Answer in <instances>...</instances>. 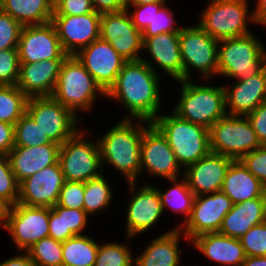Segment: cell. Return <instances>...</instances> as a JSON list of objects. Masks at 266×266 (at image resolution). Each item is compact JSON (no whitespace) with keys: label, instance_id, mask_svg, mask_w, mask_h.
Listing matches in <instances>:
<instances>
[{"label":"cell","instance_id":"6da1fadb","mask_svg":"<svg viewBox=\"0 0 266 266\" xmlns=\"http://www.w3.org/2000/svg\"><path fill=\"white\" fill-rule=\"evenodd\" d=\"M165 81L144 61H127L118 73L115 83L106 92V100H112L125 110L122 119H139L153 122L163 112L162 84Z\"/></svg>","mask_w":266,"mask_h":266},{"label":"cell","instance_id":"7a4b0ae2","mask_svg":"<svg viewBox=\"0 0 266 266\" xmlns=\"http://www.w3.org/2000/svg\"><path fill=\"white\" fill-rule=\"evenodd\" d=\"M96 136L103 172L105 168L124 178L126 183L140 181V147L144 131L152 124L139 119H120ZM104 133V134H103ZM101 134V135H100ZM106 165V167H105ZM115 171H114V170Z\"/></svg>","mask_w":266,"mask_h":266},{"label":"cell","instance_id":"3957f363","mask_svg":"<svg viewBox=\"0 0 266 266\" xmlns=\"http://www.w3.org/2000/svg\"><path fill=\"white\" fill-rule=\"evenodd\" d=\"M175 84L179 85L178 97L174 98L178 100L176 105L173 104L174 107L171 104V111L181 119L210 129L227 114L225 91L220 83L216 85L211 80H180Z\"/></svg>","mask_w":266,"mask_h":266},{"label":"cell","instance_id":"277c9868","mask_svg":"<svg viewBox=\"0 0 266 266\" xmlns=\"http://www.w3.org/2000/svg\"><path fill=\"white\" fill-rule=\"evenodd\" d=\"M51 97L83 121L84 112L94 111L97 100H106V92L74 55H68L62 62Z\"/></svg>","mask_w":266,"mask_h":266},{"label":"cell","instance_id":"5b68a950","mask_svg":"<svg viewBox=\"0 0 266 266\" xmlns=\"http://www.w3.org/2000/svg\"><path fill=\"white\" fill-rule=\"evenodd\" d=\"M255 31L218 42V78L240 81L265 68L266 44Z\"/></svg>","mask_w":266,"mask_h":266},{"label":"cell","instance_id":"8992f818","mask_svg":"<svg viewBox=\"0 0 266 266\" xmlns=\"http://www.w3.org/2000/svg\"><path fill=\"white\" fill-rule=\"evenodd\" d=\"M152 123L167 138L183 170L210 152L209 129L206 127L181 119L172 111L161 112Z\"/></svg>","mask_w":266,"mask_h":266},{"label":"cell","instance_id":"52a82bcc","mask_svg":"<svg viewBox=\"0 0 266 266\" xmlns=\"http://www.w3.org/2000/svg\"><path fill=\"white\" fill-rule=\"evenodd\" d=\"M251 0H209L198 14L197 24L211 37L220 41L248 35L255 25Z\"/></svg>","mask_w":266,"mask_h":266},{"label":"cell","instance_id":"ba28073f","mask_svg":"<svg viewBox=\"0 0 266 266\" xmlns=\"http://www.w3.org/2000/svg\"><path fill=\"white\" fill-rule=\"evenodd\" d=\"M187 25L185 24L179 32L183 80L217 79L219 41L211 37L197 23L192 22V25Z\"/></svg>","mask_w":266,"mask_h":266},{"label":"cell","instance_id":"9c48e42d","mask_svg":"<svg viewBox=\"0 0 266 266\" xmlns=\"http://www.w3.org/2000/svg\"><path fill=\"white\" fill-rule=\"evenodd\" d=\"M90 132L81 127L60 147L58 162L66 181L85 183L104 173L98 140Z\"/></svg>","mask_w":266,"mask_h":266},{"label":"cell","instance_id":"30bf717a","mask_svg":"<svg viewBox=\"0 0 266 266\" xmlns=\"http://www.w3.org/2000/svg\"><path fill=\"white\" fill-rule=\"evenodd\" d=\"M126 184L129 193L127 196H129L125 207V221H123L125 236L135 239L151 232L150 230L153 233L164 217L161 198L154 182L153 184L141 182Z\"/></svg>","mask_w":266,"mask_h":266},{"label":"cell","instance_id":"8fae6325","mask_svg":"<svg viewBox=\"0 0 266 266\" xmlns=\"http://www.w3.org/2000/svg\"><path fill=\"white\" fill-rule=\"evenodd\" d=\"M210 151L233 160L262 146L246 116L228 115L209 129Z\"/></svg>","mask_w":266,"mask_h":266},{"label":"cell","instance_id":"7c38bea8","mask_svg":"<svg viewBox=\"0 0 266 266\" xmlns=\"http://www.w3.org/2000/svg\"><path fill=\"white\" fill-rule=\"evenodd\" d=\"M145 175V176H144ZM147 175V176H146ZM171 180L183 176V169L178 164L167 138L152 123L142 136L140 147V180L146 177L145 184H152L147 177Z\"/></svg>","mask_w":266,"mask_h":266},{"label":"cell","instance_id":"4fadbf2b","mask_svg":"<svg viewBox=\"0 0 266 266\" xmlns=\"http://www.w3.org/2000/svg\"><path fill=\"white\" fill-rule=\"evenodd\" d=\"M26 113L51 142L62 145L83 125L70 109L50 97L28 98Z\"/></svg>","mask_w":266,"mask_h":266},{"label":"cell","instance_id":"5bb4252c","mask_svg":"<svg viewBox=\"0 0 266 266\" xmlns=\"http://www.w3.org/2000/svg\"><path fill=\"white\" fill-rule=\"evenodd\" d=\"M4 230L16 251H27L42 238L49 237V207L16 203Z\"/></svg>","mask_w":266,"mask_h":266},{"label":"cell","instance_id":"9a60e30c","mask_svg":"<svg viewBox=\"0 0 266 266\" xmlns=\"http://www.w3.org/2000/svg\"><path fill=\"white\" fill-rule=\"evenodd\" d=\"M232 206V200L222 190L195 196L191 215L179 229L190 242L199 235L219 232Z\"/></svg>","mask_w":266,"mask_h":266},{"label":"cell","instance_id":"2e32d148","mask_svg":"<svg viewBox=\"0 0 266 266\" xmlns=\"http://www.w3.org/2000/svg\"><path fill=\"white\" fill-rule=\"evenodd\" d=\"M100 38L109 42L126 61H139L143 54V35L128 11L101 15Z\"/></svg>","mask_w":266,"mask_h":266},{"label":"cell","instance_id":"e0dca14e","mask_svg":"<svg viewBox=\"0 0 266 266\" xmlns=\"http://www.w3.org/2000/svg\"><path fill=\"white\" fill-rule=\"evenodd\" d=\"M141 60L163 79L170 78L171 82L183 80L179 32L160 33L152 37H143Z\"/></svg>","mask_w":266,"mask_h":266},{"label":"cell","instance_id":"ac0fdd59","mask_svg":"<svg viewBox=\"0 0 266 266\" xmlns=\"http://www.w3.org/2000/svg\"><path fill=\"white\" fill-rule=\"evenodd\" d=\"M18 55L20 63H34L50 59H65L57 31L52 22L23 26Z\"/></svg>","mask_w":266,"mask_h":266},{"label":"cell","instance_id":"d6986e66","mask_svg":"<svg viewBox=\"0 0 266 266\" xmlns=\"http://www.w3.org/2000/svg\"><path fill=\"white\" fill-rule=\"evenodd\" d=\"M101 15L97 12L83 15H53L52 23L57 31L63 51L75 55L82 48L100 38Z\"/></svg>","mask_w":266,"mask_h":266},{"label":"cell","instance_id":"ffe728a7","mask_svg":"<svg viewBox=\"0 0 266 266\" xmlns=\"http://www.w3.org/2000/svg\"><path fill=\"white\" fill-rule=\"evenodd\" d=\"M74 56L105 92L115 83L118 73L127 62L109 42L101 38L82 48Z\"/></svg>","mask_w":266,"mask_h":266},{"label":"cell","instance_id":"44dd1931","mask_svg":"<svg viewBox=\"0 0 266 266\" xmlns=\"http://www.w3.org/2000/svg\"><path fill=\"white\" fill-rule=\"evenodd\" d=\"M65 182L59 162L45 167L19 184L18 203L26 206L53 207Z\"/></svg>","mask_w":266,"mask_h":266},{"label":"cell","instance_id":"7402d4cb","mask_svg":"<svg viewBox=\"0 0 266 266\" xmlns=\"http://www.w3.org/2000/svg\"><path fill=\"white\" fill-rule=\"evenodd\" d=\"M155 238H152L145 247L140 248V254L136 252L134 256V266H181L184 263V244L191 245L189 239L178 228H170L162 231ZM183 239V240H182ZM186 240V241H185ZM143 250V251H142ZM182 256V257H181ZM183 260V262H182Z\"/></svg>","mask_w":266,"mask_h":266},{"label":"cell","instance_id":"603a6c76","mask_svg":"<svg viewBox=\"0 0 266 266\" xmlns=\"http://www.w3.org/2000/svg\"><path fill=\"white\" fill-rule=\"evenodd\" d=\"M233 159L209 152L183 170V177L195 196L222 190L225 175Z\"/></svg>","mask_w":266,"mask_h":266},{"label":"cell","instance_id":"cb8c5ba5","mask_svg":"<svg viewBox=\"0 0 266 266\" xmlns=\"http://www.w3.org/2000/svg\"><path fill=\"white\" fill-rule=\"evenodd\" d=\"M223 85L228 115L246 116L266 101V69L259 74Z\"/></svg>","mask_w":266,"mask_h":266},{"label":"cell","instance_id":"d4e9b609","mask_svg":"<svg viewBox=\"0 0 266 266\" xmlns=\"http://www.w3.org/2000/svg\"><path fill=\"white\" fill-rule=\"evenodd\" d=\"M191 246L202 254L204 261L207 259L215 266H242L247 257L240 239L219 232L199 235L191 241Z\"/></svg>","mask_w":266,"mask_h":266},{"label":"cell","instance_id":"484cf974","mask_svg":"<svg viewBox=\"0 0 266 266\" xmlns=\"http://www.w3.org/2000/svg\"><path fill=\"white\" fill-rule=\"evenodd\" d=\"M50 59L34 63H20L16 86L28 97H50L54 91L62 62Z\"/></svg>","mask_w":266,"mask_h":266},{"label":"cell","instance_id":"4316f807","mask_svg":"<svg viewBox=\"0 0 266 266\" xmlns=\"http://www.w3.org/2000/svg\"><path fill=\"white\" fill-rule=\"evenodd\" d=\"M60 147L54 142L41 146L13 147L8 158L17 181L20 183L45 167L58 163Z\"/></svg>","mask_w":266,"mask_h":266},{"label":"cell","instance_id":"83f0119b","mask_svg":"<svg viewBox=\"0 0 266 266\" xmlns=\"http://www.w3.org/2000/svg\"><path fill=\"white\" fill-rule=\"evenodd\" d=\"M266 221V198H254L233 204L225 215L219 233L242 237L249 229Z\"/></svg>","mask_w":266,"mask_h":266},{"label":"cell","instance_id":"f1b7e54d","mask_svg":"<svg viewBox=\"0 0 266 266\" xmlns=\"http://www.w3.org/2000/svg\"><path fill=\"white\" fill-rule=\"evenodd\" d=\"M222 191L233 204L254 198H266L265 186L253 176L240 160H233L227 169Z\"/></svg>","mask_w":266,"mask_h":266},{"label":"cell","instance_id":"f546056e","mask_svg":"<svg viewBox=\"0 0 266 266\" xmlns=\"http://www.w3.org/2000/svg\"><path fill=\"white\" fill-rule=\"evenodd\" d=\"M170 183V187L165 188L160 184L154 185L160 195L162 209L165 214L168 211L169 213H174V215L180 216V219L177 224H174V228H181L185 222L189 219L192 211V205L194 201V193L188 187L186 179L182 176L180 178L166 180Z\"/></svg>","mask_w":266,"mask_h":266},{"label":"cell","instance_id":"4dcf8cb0","mask_svg":"<svg viewBox=\"0 0 266 266\" xmlns=\"http://www.w3.org/2000/svg\"><path fill=\"white\" fill-rule=\"evenodd\" d=\"M0 9L22 26L52 21L54 0H0Z\"/></svg>","mask_w":266,"mask_h":266},{"label":"cell","instance_id":"1f68e13d","mask_svg":"<svg viewBox=\"0 0 266 266\" xmlns=\"http://www.w3.org/2000/svg\"><path fill=\"white\" fill-rule=\"evenodd\" d=\"M107 178L106 173H102L100 176L84 183L83 210L91 218L92 216L93 218L97 216L98 219L99 215L107 214L106 211L109 210V207L116 203L114 202L115 191H113V183H111L110 178Z\"/></svg>","mask_w":266,"mask_h":266},{"label":"cell","instance_id":"d6a6232c","mask_svg":"<svg viewBox=\"0 0 266 266\" xmlns=\"http://www.w3.org/2000/svg\"><path fill=\"white\" fill-rule=\"evenodd\" d=\"M94 236L75 235L62 242V266H95L100 238Z\"/></svg>","mask_w":266,"mask_h":266},{"label":"cell","instance_id":"836d02e7","mask_svg":"<svg viewBox=\"0 0 266 266\" xmlns=\"http://www.w3.org/2000/svg\"><path fill=\"white\" fill-rule=\"evenodd\" d=\"M124 237L125 240L122 243L121 241H111V238L110 241L107 238V243L100 241L95 266H134L135 255L131 248L134 238Z\"/></svg>","mask_w":266,"mask_h":266},{"label":"cell","instance_id":"e575fe53","mask_svg":"<svg viewBox=\"0 0 266 266\" xmlns=\"http://www.w3.org/2000/svg\"><path fill=\"white\" fill-rule=\"evenodd\" d=\"M28 97L16 85L0 86V121L15 125L26 113Z\"/></svg>","mask_w":266,"mask_h":266},{"label":"cell","instance_id":"d590c367","mask_svg":"<svg viewBox=\"0 0 266 266\" xmlns=\"http://www.w3.org/2000/svg\"><path fill=\"white\" fill-rule=\"evenodd\" d=\"M168 3H153V18L150 23L142 32L143 37H152L160 33L180 32L184 27L178 26L175 17V11L172 9L173 5ZM170 6V7H169Z\"/></svg>","mask_w":266,"mask_h":266},{"label":"cell","instance_id":"8d00e7d4","mask_svg":"<svg viewBox=\"0 0 266 266\" xmlns=\"http://www.w3.org/2000/svg\"><path fill=\"white\" fill-rule=\"evenodd\" d=\"M14 132V147L41 146L52 143L27 113L16 122Z\"/></svg>","mask_w":266,"mask_h":266},{"label":"cell","instance_id":"74e56055","mask_svg":"<svg viewBox=\"0 0 266 266\" xmlns=\"http://www.w3.org/2000/svg\"><path fill=\"white\" fill-rule=\"evenodd\" d=\"M27 252L36 266H62V242L52 237L42 238Z\"/></svg>","mask_w":266,"mask_h":266},{"label":"cell","instance_id":"f35d334b","mask_svg":"<svg viewBox=\"0 0 266 266\" xmlns=\"http://www.w3.org/2000/svg\"><path fill=\"white\" fill-rule=\"evenodd\" d=\"M19 184L11 169L8 155L0 154V197L12 205L18 203Z\"/></svg>","mask_w":266,"mask_h":266},{"label":"cell","instance_id":"ab89813d","mask_svg":"<svg viewBox=\"0 0 266 266\" xmlns=\"http://www.w3.org/2000/svg\"><path fill=\"white\" fill-rule=\"evenodd\" d=\"M239 239L247 257L266 256V221L255 225Z\"/></svg>","mask_w":266,"mask_h":266},{"label":"cell","instance_id":"60d3db41","mask_svg":"<svg viewBox=\"0 0 266 266\" xmlns=\"http://www.w3.org/2000/svg\"><path fill=\"white\" fill-rule=\"evenodd\" d=\"M19 69L18 48L0 50V84L16 85L19 78Z\"/></svg>","mask_w":266,"mask_h":266},{"label":"cell","instance_id":"b9f144b4","mask_svg":"<svg viewBox=\"0 0 266 266\" xmlns=\"http://www.w3.org/2000/svg\"><path fill=\"white\" fill-rule=\"evenodd\" d=\"M22 25L0 9V50L18 48Z\"/></svg>","mask_w":266,"mask_h":266},{"label":"cell","instance_id":"7bdbcfd3","mask_svg":"<svg viewBox=\"0 0 266 266\" xmlns=\"http://www.w3.org/2000/svg\"><path fill=\"white\" fill-rule=\"evenodd\" d=\"M57 204L65 208L83 210L84 182L65 180Z\"/></svg>","mask_w":266,"mask_h":266},{"label":"cell","instance_id":"ee69618b","mask_svg":"<svg viewBox=\"0 0 266 266\" xmlns=\"http://www.w3.org/2000/svg\"><path fill=\"white\" fill-rule=\"evenodd\" d=\"M240 161L266 188V145L245 154Z\"/></svg>","mask_w":266,"mask_h":266},{"label":"cell","instance_id":"f6af8a7d","mask_svg":"<svg viewBox=\"0 0 266 266\" xmlns=\"http://www.w3.org/2000/svg\"><path fill=\"white\" fill-rule=\"evenodd\" d=\"M86 214L84 210H78L74 208L63 207V223L64 233H73L74 235L86 234L90 228L89 223L91 218Z\"/></svg>","mask_w":266,"mask_h":266},{"label":"cell","instance_id":"bcb514c9","mask_svg":"<svg viewBox=\"0 0 266 266\" xmlns=\"http://www.w3.org/2000/svg\"><path fill=\"white\" fill-rule=\"evenodd\" d=\"M95 12L92 0H54L53 15H83Z\"/></svg>","mask_w":266,"mask_h":266},{"label":"cell","instance_id":"7dc6e473","mask_svg":"<svg viewBox=\"0 0 266 266\" xmlns=\"http://www.w3.org/2000/svg\"><path fill=\"white\" fill-rule=\"evenodd\" d=\"M74 236L73 233H64L63 207L58 204L49 207V237L64 242Z\"/></svg>","mask_w":266,"mask_h":266},{"label":"cell","instance_id":"c3c4849f","mask_svg":"<svg viewBox=\"0 0 266 266\" xmlns=\"http://www.w3.org/2000/svg\"><path fill=\"white\" fill-rule=\"evenodd\" d=\"M126 10L130 14L132 23L139 31L143 32V30L152 23L153 3L143 5H126Z\"/></svg>","mask_w":266,"mask_h":266},{"label":"cell","instance_id":"681fc988","mask_svg":"<svg viewBox=\"0 0 266 266\" xmlns=\"http://www.w3.org/2000/svg\"><path fill=\"white\" fill-rule=\"evenodd\" d=\"M246 117L250 121L260 143L266 145V101L262 102Z\"/></svg>","mask_w":266,"mask_h":266},{"label":"cell","instance_id":"f907efd6","mask_svg":"<svg viewBox=\"0 0 266 266\" xmlns=\"http://www.w3.org/2000/svg\"><path fill=\"white\" fill-rule=\"evenodd\" d=\"M14 125L0 121V154L8 155L14 147Z\"/></svg>","mask_w":266,"mask_h":266},{"label":"cell","instance_id":"816d5d0a","mask_svg":"<svg viewBox=\"0 0 266 266\" xmlns=\"http://www.w3.org/2000/svg\"><path fill=\"white\" fill-rule=\"evenodd\" d=\"M95 12L100 15L126 9V0H92Z\"/></svg>","mask_w":266,"mask_h":266},{"label":"cell","instance_id":"f5cc1de1","mask_svg":"<svg viewBox=\"0 0 266 266\" xmlns=\"http://www.w3.org/2000/svg\"><path fill=\"white\" fill-rule=\"evenodd\" d=\"M11 257L0 261V266H36L27 251H17Z\"/></svg>","mask_w":266,"mask_h":266},{"label":"cell","instance_id":"db71d44e","mask_svg":"<svg viewBox=\"0 0 266 266\" xmlns=\"http://www.w3.org/2000/svg\"><path fill=\"white\" fill-rule=\"evenodd\" d=\"M252 9L253 18L255 24L259 26H263L262 28H266V0H255Z\"/></svg>","mask_w":266,"mask_h":266},{"label":"cell","instance_id":"11a10c76","mask_svg":"<svg viewBox=\"0 0 266 266\" xmlns=\"http://www.w3.org/2000/svg\"><path fill=\"white\" fill-rule=\"evenodd\" d=\"M12 206L9 201L0 197V228L3 230L7 226Z\"/></svg>","mask_w":266,"mask_h":266},{"label":"cell","instance_id":"9f6ffc18","mask_svg":"<svg viewBox=\"0 0 266 266\" xmlns=\"http://www.w3.org/2000/svg\"><path fill=\"white\" fill-rule=\"evenodd\" d=\"M242 266H266V256L246 257Z\"/></svg>","mask_w":266,"mask_h":266},{"label":"cell","instance_id":"6f0895ef","mask_svg":"<svg viewBox=\"0 0 266 266\" xmlns=\"http://www.w3.org/2000/svg\"><path fill=\"white\" fill-rule=\"evenodd\" d=\"M173 3L175 0H126V5H143L150 3Z\"/></svg>","mask_w":266,"mask_h":266}]
</instances>
